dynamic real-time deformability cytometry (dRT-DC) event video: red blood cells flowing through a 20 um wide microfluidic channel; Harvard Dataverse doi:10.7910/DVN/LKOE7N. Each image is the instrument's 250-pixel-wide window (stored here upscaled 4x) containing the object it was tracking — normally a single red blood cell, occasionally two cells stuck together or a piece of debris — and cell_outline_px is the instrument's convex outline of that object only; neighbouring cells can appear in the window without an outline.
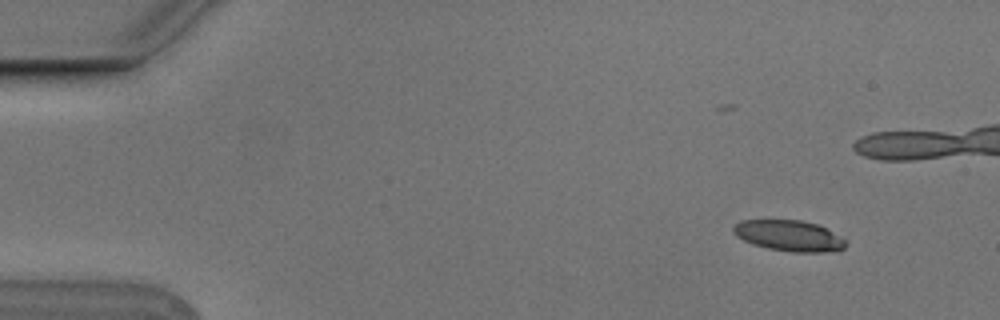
{"species": "Egyptian fruit bat (a non-hibernating species)", "species_latin": "Rousettus aegyptiacus", "temperature_condition": "cold", "stored_images_in_passage": 5, "camera_frame_rate_fps": 3000, "um_per_image_px": 0.085, "animal": {"sex": "male"}, "frame": {"image": 1, "passage_image": 1, "time_ms": 0.0, "image_size_px": [1000, 320], "cell_outline_px": [[848, 244], [840, 252], [792, 252], [768, 248], [752, 244], [736, 236], [732, 232], [732, 228], [740, 220], [800, 220], [820, 224], [848, 240]], "centroid_in_image_um": [67.15, 20.04], "position_along_channel_um": 17.9, "area_um2": 20.69}}